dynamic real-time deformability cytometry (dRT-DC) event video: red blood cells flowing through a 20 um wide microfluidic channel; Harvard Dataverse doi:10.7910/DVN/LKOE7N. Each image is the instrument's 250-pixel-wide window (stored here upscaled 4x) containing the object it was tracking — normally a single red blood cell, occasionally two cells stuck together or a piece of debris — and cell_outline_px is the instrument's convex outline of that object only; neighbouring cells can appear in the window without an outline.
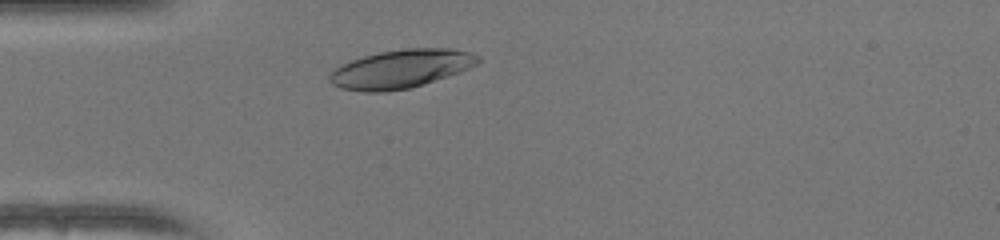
{"species": "human", "species_latin": "Homo sapiens", "temperature_condition": "warm", "stored_images_in_passage": 32, "camera_frame_rate_fps": 3000, "um_per_image_px": 0.085, "donor": {"sex": "female"}, "frame": {"image": 1, "passage_image": 6, "time_ms": 1.667, "image_size_px": [1000, 240], "cell_outline_px": [[480, 64], [460, 72], [424, 84], [408, 88], [384, 92], [364, 92], [340, 88], [332, 84], [328, 80], [328, 72], [340, 64], [364, 56], [380, 52], [408, 48], [452, 48], [468, 52], [480, 56]], "centroid_in_image_um": [34.06, 5.86], "position_along_channel_um": 50.9, "area_um2": 33.52}}
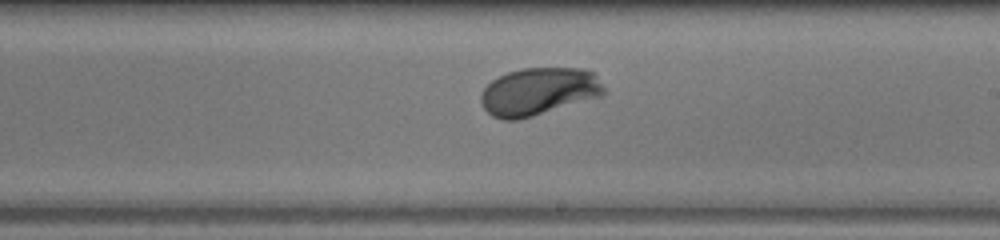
{"frame": {"image": 2, "passage_image": 21, "time_ms": 6.667, "image_size_px": [1000, 240], "cell_outline_px": [[608, 92], [600, 96], [532, 116], [516, 120], [500, 120], [492, 116], [484, 108], [480, 100], [480, 96], [484, 88], [492, 80], [508, 72], [520, 68], [584, 68], [596, 72]], "centroid_in_image_um": [45.82, 7.76], "position_along_channel_um": 243.2, "area_um2": 34.33}}
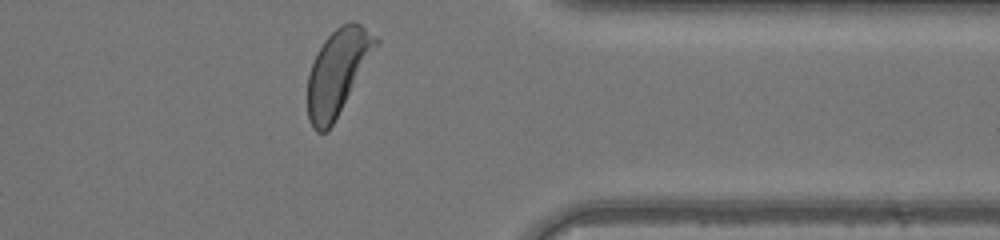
{"frame": {"image": 3, "passage_image": 32, "time_ms": 10.333, "image_size_px": [1000, 240], "cell_outline_px": [[380, 40], [332, 124], [324, 132], [316, 132], [312, 128], [308, 120], [308, 72], [324, 40], [340, 24], [352, 20], [360, 24], [376, 36]], "centroid_in_image_um": [28.67, 6.09], "position_along_channel_um": 382.7, "area_um2": 32.89}, "authors_computed_cell_mechanics": {"area_um2": 33.2928, "velocity_mm_per_s": 4.1035, "shape_relaxation_time_tau1_ms": 2.0983, "shape_relaxation_time_tau2_ms": null, "deformation_change_tau1": 0.1573, "deformation_change_tau2": null}}